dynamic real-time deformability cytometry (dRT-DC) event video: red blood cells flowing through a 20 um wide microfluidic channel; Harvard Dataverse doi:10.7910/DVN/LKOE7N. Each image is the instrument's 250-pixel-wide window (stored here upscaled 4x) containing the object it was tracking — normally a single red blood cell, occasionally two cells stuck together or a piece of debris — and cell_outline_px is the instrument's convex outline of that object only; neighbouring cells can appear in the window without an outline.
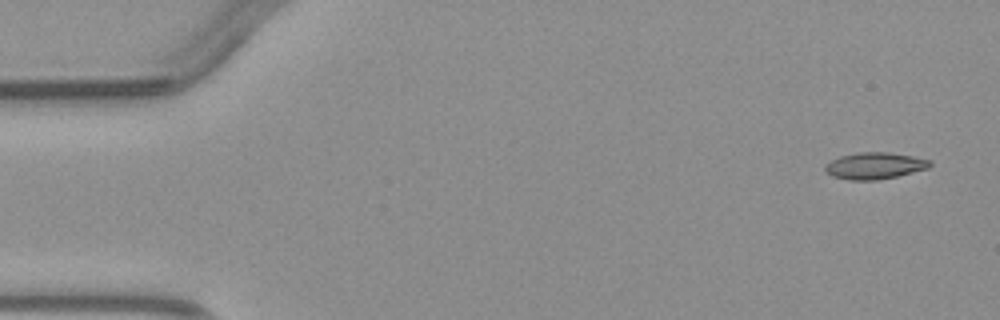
{"species": "common noctule bat (a hibernating species)", "species_latin": "Nyctalus noctula", "temperature_condition": "warm", "stored_images_in_passage": 4, "camera_frame_rate_fps": 3000, "um_per_image_px": 0.085, "animal": {"sex": "male", "body_mass_g": 23.1, "forearm_length_mm": 52.7}, "frame": {"image": 1, "passage_image": 1, "time_ms": 0.0, "image_size_px": [1000, 320], "cell_outline_px": [[932, 164], [928, 168], [896, 176], [876, 180], [848, 180], [832, 176], [824, 172], [824, 164], [840, 156], [856, 152], [888, 152], [912, 156], [932, 160]], "centroid_in_image_um": [74.31, 14.08], "position_along_channel_um": 10.7, "area_um2": 16.36}}
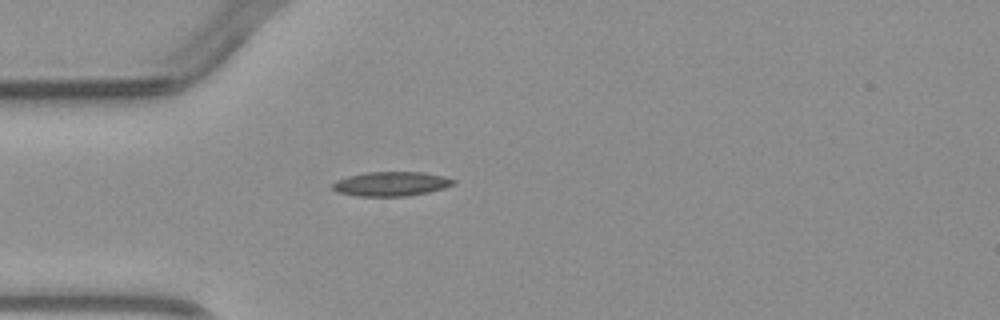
{"frame": {"image": 2, "passage_image": 4, "time_ms": 3.667, "image_size_px": [1000, 320], "cell_outline_px": [[456, 184], [444, 188], [428, 192], [408, 196], [356, 196], [336, 192], [332, 188], [332, 184], [336, 180], [348, 176], [364, 172], [424, 172], [444, 176], [456, 180]], "centroid_in_image_um": [33.25, 15.62], "position_along_channel_um": 51.8, "area_um2": 17.34}}